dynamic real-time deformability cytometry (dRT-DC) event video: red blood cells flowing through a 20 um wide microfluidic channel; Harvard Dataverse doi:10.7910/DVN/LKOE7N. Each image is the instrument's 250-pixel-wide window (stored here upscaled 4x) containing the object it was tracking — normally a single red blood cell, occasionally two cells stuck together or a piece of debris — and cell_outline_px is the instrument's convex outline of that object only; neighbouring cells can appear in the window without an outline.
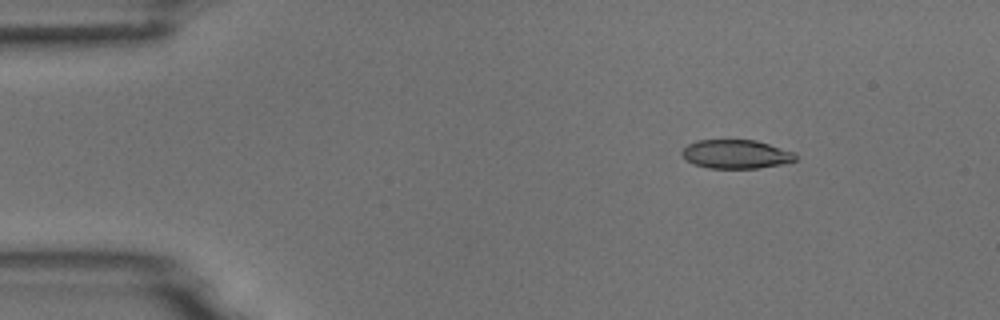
{"species": "common noctule bat (a hibernating species)", "species_latin": "Nyctalus noctula", "temperature_condition": "room temperature", "stored_images_in_passage": 3, "camera_frame_rate_fps": 3000, "um_per_image_px": 0.085, "animal": {"sex": "male", "body_mass_g": 18.8}, "frame": {"image": 1, "passage_image": 1, "time_ms": 0.0, "image_size_px": [1000, 320], "cell_outline_px": [[796, 160], [780, 164], [756, 168], [708, 168], [692, 164], [680, 152], [688, 144], [696, 140], [756, 140], [792, 152], [796, 156]], "centroid_in_image_um": [62.51, 13.1], "position_along_channel_um": 22.5, "area_um2": 18.79}}